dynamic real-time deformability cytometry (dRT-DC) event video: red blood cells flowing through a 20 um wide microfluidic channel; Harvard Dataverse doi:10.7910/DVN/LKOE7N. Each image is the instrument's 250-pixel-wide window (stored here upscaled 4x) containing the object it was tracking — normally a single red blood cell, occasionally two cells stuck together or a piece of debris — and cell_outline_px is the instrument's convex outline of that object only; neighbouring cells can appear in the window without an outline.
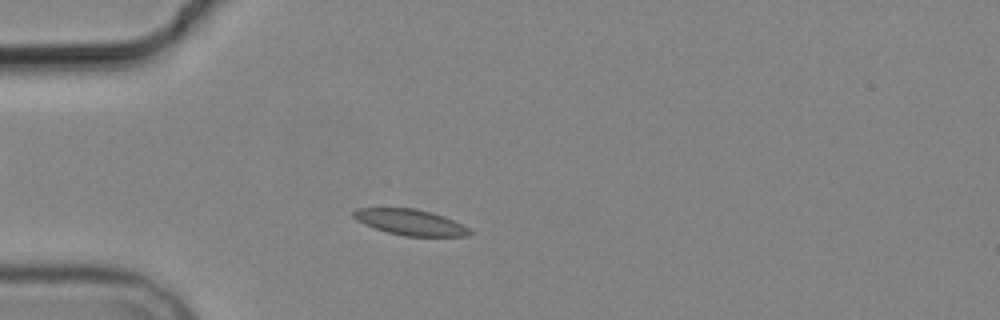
{"species": "common noctule bat (a hibernating species)", "species_latin": "Nyctalus noctula", "temperature_condition": "cold", "stored_images_in_passage": 6, "camera_frame_rate_fps": 3000, "um_per_image_px": 0.085, "animal": {"sex": "male", "body_mass_g": 19.2, "forearm_length_mm": 51.8}, "frame": {"image": 1, "passage_image": 5, "time_ms": 6.333, "image_size_px": [1000, 320], "cell_outline_px": [[472, 232], [468, 236], [404, 236], [388, 232], [364, 224], [356, 220], [352, 216], [352, 212], [356, 208], [416, 208], [432, 212], [444, 216], [468, 228]], "centroid_in_image_um": [34.85, 18.88], "position_along_channel_um": 50.2, "area_um2": 17.4}}